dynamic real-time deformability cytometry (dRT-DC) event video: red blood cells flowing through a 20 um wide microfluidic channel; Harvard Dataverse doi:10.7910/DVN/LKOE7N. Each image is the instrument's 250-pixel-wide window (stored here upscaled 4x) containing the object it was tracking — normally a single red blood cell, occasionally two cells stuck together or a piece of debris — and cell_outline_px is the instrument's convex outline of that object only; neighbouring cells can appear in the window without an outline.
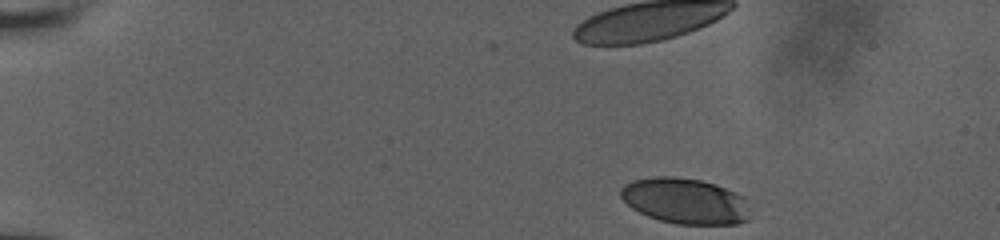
{"species": "human", "species_latin": "Homo sapiens", "temperature_condition": "room temperature", "stored_images_in_passage": 14, "camera_frame_rate_fps": 3000, "um_per_image_px": 0.085, "donor": {"sex": "male"}, "frame": {"image": 1, "passage_image": 1, "time_ms": 0.0, "image_size_px": [1000, 240], "cell_outline_px": [[748, 220], [736, 224], [676, 224], [660, 220], [648, 216], [632, 208], [620, 196], [620, 188], [624, 184], [632, 180], [656, 176], [672, 176], [700, 180], [716, 184], [736, 192], [744, 196]], "centroid_in_image_um": [58.2, 17.07], "position_along_channel_um": 26.8, "area_um2": 34.39}}
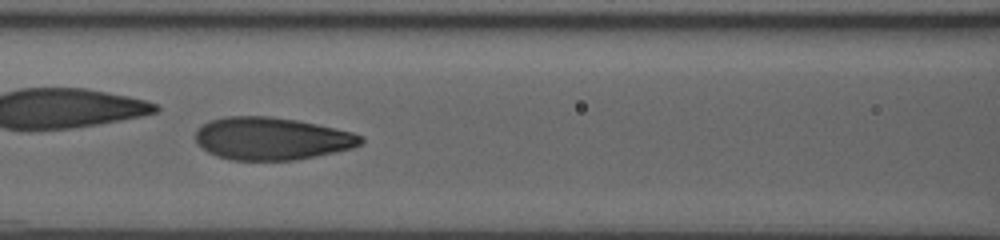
{"frame": {"image": 2, "passage_image": 11, "time_ms": 6.0, "image_size_px": [1000, 240], "cell_outline_px": [[364, 140], [360, 144], [352, 148], [316, 156], [296, 160], [232, 160], [216, 156], [208, 152], [196, 140], [196, 128], [208, 120], [224, 116], [268, 116], [296, 120], [316, 124], [352, 132], [364, 136]], "centroid_in_image_um": [23.07, 11.77], "position_along_channel_um": 143.5, "area_um2": 41.04}}